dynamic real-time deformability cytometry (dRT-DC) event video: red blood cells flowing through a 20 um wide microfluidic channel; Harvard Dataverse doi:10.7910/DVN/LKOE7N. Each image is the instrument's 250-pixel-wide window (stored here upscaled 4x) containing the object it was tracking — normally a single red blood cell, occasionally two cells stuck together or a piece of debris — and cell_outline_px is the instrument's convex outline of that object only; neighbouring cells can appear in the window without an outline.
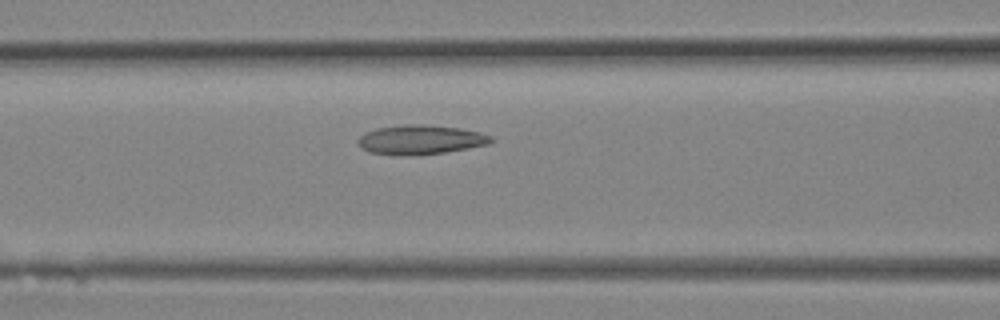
{"species": "Egyptian fruit bat (a non-hibernating species)", "species_latin": "Rousettus aegyptiacus", "temperature_condition": "room temperature", "stored_images_in_passage": 9, "camera_frame_rate_fps": 3000, "um_per_image_px": 0.085, "animal": {"sex": "female"}, "frame": {"image": 1, "passage_image": 8, "time_ms": 2.333, "image_size_px": [1000, 320], "cell_outline_px": [[492, 144], [444, 152], [368, 152], [360, 148], [356, 140], [364, 132], [376, 128], [404, 124], [424, 124], [460, 128], [480, 132], [492, 136]], "centroid_in_image_um": [35.77, 11.81], "position_along_channel_um": 130.8, "area_um2": 21.91}}